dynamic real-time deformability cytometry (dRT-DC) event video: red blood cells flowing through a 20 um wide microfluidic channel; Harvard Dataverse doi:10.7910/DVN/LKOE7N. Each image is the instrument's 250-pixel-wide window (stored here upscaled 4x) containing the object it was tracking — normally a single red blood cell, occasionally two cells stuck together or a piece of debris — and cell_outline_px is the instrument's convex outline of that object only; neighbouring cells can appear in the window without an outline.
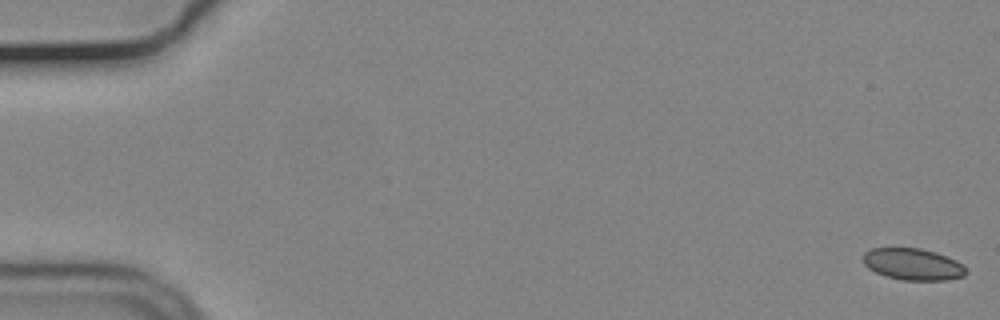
{"species": "common noctule bat (a hibernating species)", "species_latin": "Nyctalus noctula", "temperature_condition": "cold", "stored_images_in_passage": 11, "camera_frame_rate_fps": 3000, "um_per_image_px": 0.085, "animal": {"sex": "male", "body_mass_g": 19.2, "forearm_length_mm": 51.8}, "frame": {"image": 1, "passage_image": 1, "time_ms": 0.0, "image_size_px": [1000, 320], "cell_outline_px": [[968, 272], [964, 276], [948, 280], [900, 280], [876, 272], [868, 268], [864, 264], [860, 256], [864, 252], [872, 248], [920, 248], [936, 252], [956, 260], [964, 264]], "centroid_in_image_um": [77.6, 22.45], "position_along_channel_um": 7.4, "area_um2": 19.25}}